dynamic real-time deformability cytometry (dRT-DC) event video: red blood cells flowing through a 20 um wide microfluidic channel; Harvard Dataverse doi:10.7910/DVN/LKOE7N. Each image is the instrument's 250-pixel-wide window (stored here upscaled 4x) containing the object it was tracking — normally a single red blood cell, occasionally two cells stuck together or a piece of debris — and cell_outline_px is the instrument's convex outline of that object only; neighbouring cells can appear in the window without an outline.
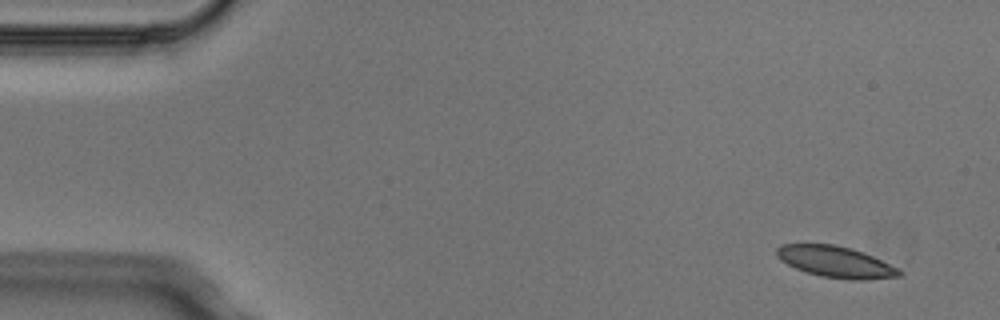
{"species": "Egyptian fruit bat (a non-hibernating species)", "species_latin": "Rousettus aegyptiacus", "temperature_condition": "cold", "stored_images_in_passage": 4, "camera_frame_rate_fps": 3000, "um_per_image_px": 0.085, "animal": {"sex": "male"}, "frame": {"image": 1, "passage_image": 1, "time_ms": 0.0, "image_size_px": [1000, 320], "cell_outline_px": [[904, 276], [868, 280], [848, 280], [820, 276], [796, 268], [780, 260], [776, 256], [776, 248], [780, 244], [836, 244], [852, 248], [864, 252], [904, 272]], "centroid_in_image_um": [71.04, 22.26], "position_along_channel_um": 14.0, "area_um2": 22.48}}
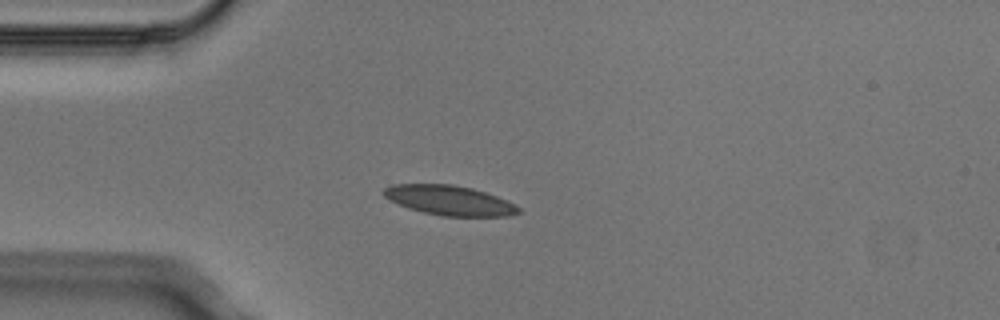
{"frame": {"image": 2, "passage_image": 4, "time_ms": 1.0, "image_size_px": [1000, 320], "cell_outline_px": [[520, 212], [508, 216], [440, 216], [408, 208], [388, 200], [380, 192], [384, 188], [392, 184], [452, 184], [472, 188], [496, 196], [516, 204], [520, 208]], "centroid_in_image_um": [38.16, 17.03], "position_along_channel_um": 46.8, "area_um2": 23.47}}